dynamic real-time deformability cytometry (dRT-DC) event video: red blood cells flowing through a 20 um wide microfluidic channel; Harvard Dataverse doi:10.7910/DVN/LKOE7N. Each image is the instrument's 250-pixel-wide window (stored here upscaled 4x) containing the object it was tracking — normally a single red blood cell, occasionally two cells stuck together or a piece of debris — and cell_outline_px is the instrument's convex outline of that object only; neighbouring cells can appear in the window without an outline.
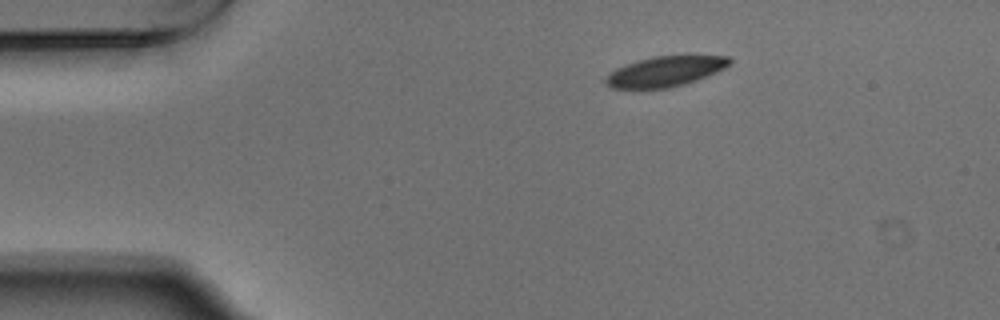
{"species": "Egyptian fruit bat (a non-hibernating species)", "species_latin": "Rousettus aegyptiacus", "temperature_condition": "warm", "stored_images_in_passage": 46, "camera_frame_rate_fps": 3000, "um_per_image_px": 0.085, "animal": {"sex": "male"}, "frame": {"image": 1, "passage_image": 1, "time_ms": 0.0, "image_size_px": [1000, 320], "cell_outline_px": [[732, 64], [716, 72], [696, 80], [684, 84], [668, 88], [612, 88], [604, 80], [616, 68], [652, 56], [728, 56], [732, 60]], "centroid_in_image_um": [56.59, 6.07], "position_along_channel_um": 28.4, "area_um2": 21.39}}
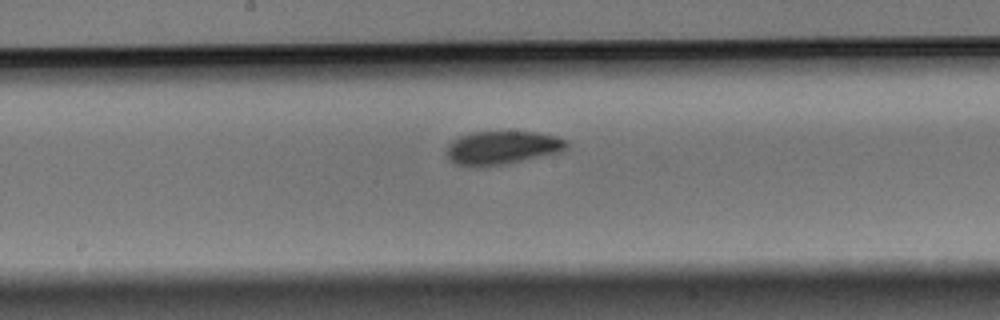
{"frame": {"image": 2, "passage_image": 20, "time_ms": 6.333, "image_size_px": [1000, 320], "cell_outline_px": [[568, 148], [560, 152], [504, 164], [484, 168], [472, 168], [456, 164], [448, 160], [448, 144], [452, 140], [460, 136], [472, 132], [536, 132], [556, 136], [568, 140]], "centroid_in_image_um": [42.67, 12.57], "position_along_channel_um": 205.5, "area_um2": 23.64}}
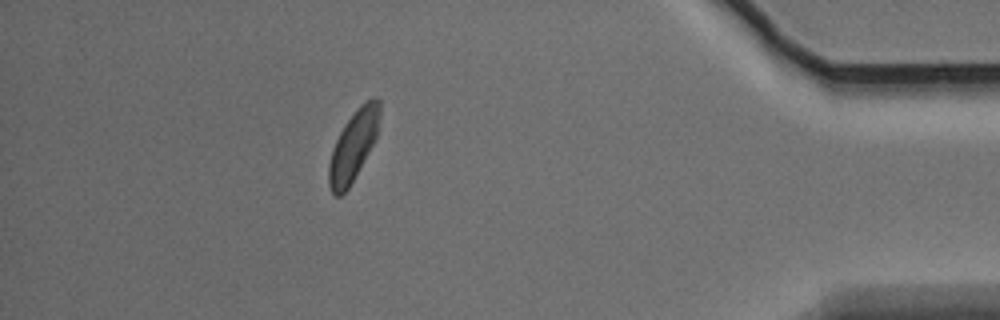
{"frame": {"image": 3, "passage_image": 40, "time_ms": 13.0, "image_size_px": [1000, 320], "cell_outline_px": [[380, 116], [376, 136], [368, 152], [348, 188], [340, 196], [336, 196], [332, 192], [328, 184], [328, 164], [332, 148], [344, 124], [360, 104], [364, 100], [372, 96], [376, 96], [380, 100]], "centroid_in_image_um": [30.02, 12.33], "position_along_channel_um": 405.2, "area_um2": 20.63}, "authors_computed_cell_mechanics": {"area_um2": 22.9755, "velocity_mm_per_s": 3.6976, "shape_relaxation_time_tau1_ms": 2.5773, "shape_relaxation_time_tau2_ms": null, "deformation_change_tau1": 0.0826, "deformation_change_tau2": null}}